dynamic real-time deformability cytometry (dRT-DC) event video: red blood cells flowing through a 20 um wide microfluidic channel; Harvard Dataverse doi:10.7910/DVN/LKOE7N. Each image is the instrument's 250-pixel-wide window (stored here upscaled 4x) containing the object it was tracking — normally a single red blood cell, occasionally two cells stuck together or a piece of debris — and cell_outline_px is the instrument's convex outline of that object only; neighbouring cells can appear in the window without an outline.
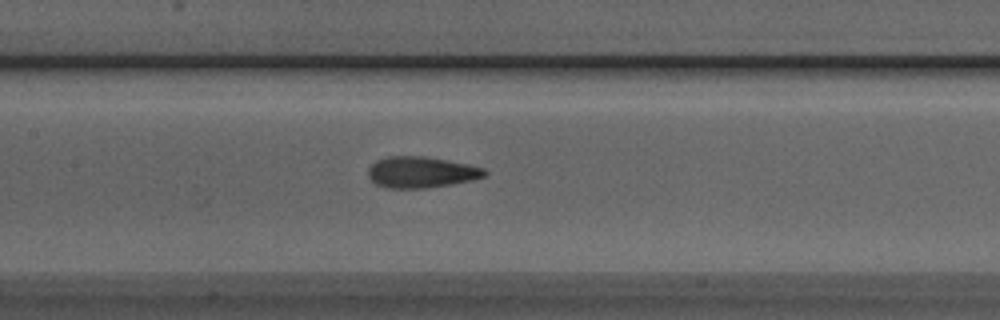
{"species": "Egyptian fruit bat (a non-hibernating species)", "species_latin": "Rousettus aegyptiacus", "temperature_condition": "room temperature", "stored_images_in_passage": 43, "camera_frame_rate_fps": 3000, "um_per_image_px": 0.085, "animal": {"sex": "male"}, "frame": {"image": 1, "passage_image": 21, "time_ms": 6.667, "image_size_px": [1000, 320], "cell_outline_px": [[488, 172], [484, 176], [472, 180], [452, 184], [424, 188], [384, 188], [376, 184], [368, 176], [368, 168], [376, 160], [388, 156], [424, 156], [468, 164], [484, 168]], "centroid_in_image_um": [35.78, 14.64], "position_along_channel_um": 171.6, "area_um2": 21.15}}
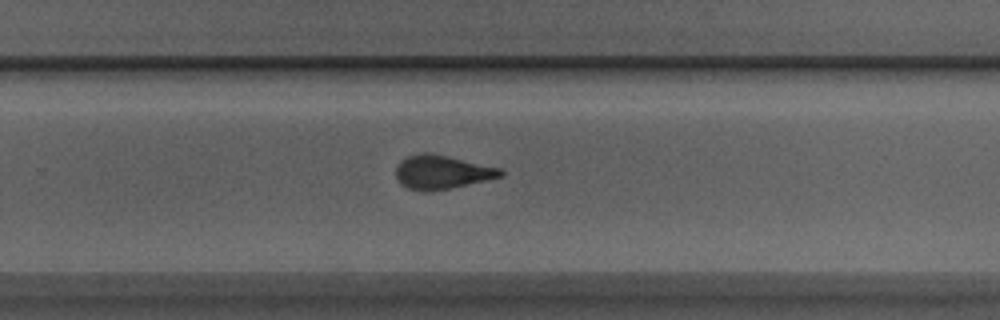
{"frame": {"image": 2, "passage_image": 30, "time_ms": 9.667, "image_size_px": [1000, 320], "cell_outline_px": [[504, 176], [452, 188], [408, 188], [400, 184], [396, 176], [396, 168], [400, 160], [408, 156], [424, 152], [432, 152], [500, 168], [504, 172]], "centroid_in_image_um": [37.59, 14.58], "position_along_channel_um": 292.2, "area_um2": 20.11}}
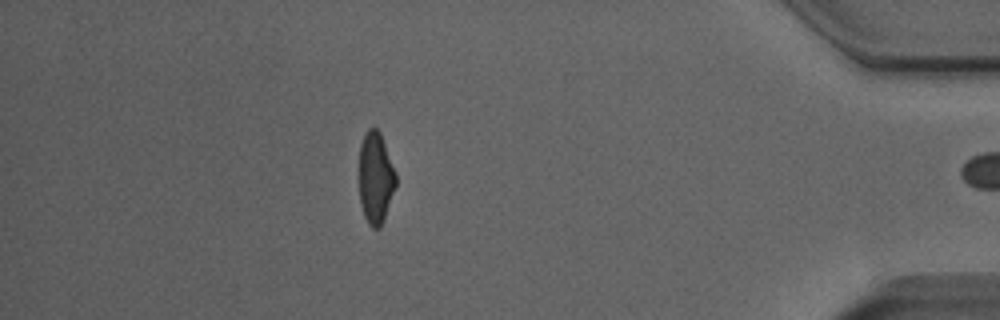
{"frame": {"image": 3, "passage_image": 42, "time_ms": 13.667, "image_size_px": [1000, 320], "cell_outline_px": [[396, 184], [384, 220], [380, 228], [372, 228], [368, 224], [364, 216], [360, 204], [360, 144], [364, 132], [368, 128], [376, 128], [380, 132], [396, 172]], "centroid_in_image_um": [31.93, 15.12], "position_along_channel_um": 403.3, "area_um2": 19.65}, "authors_computed_cell_mechanics": {"area_um2": 20.6924, "velocity_mm_per_s": 4.0342, "shape_relaxation_time_tau1_ms": 6.6746, "shape_relaxation_time_tau2_ms": 1.42, "deformation_change_tau1": 0.1817, "deformation_change_tau2": 0.0983}}